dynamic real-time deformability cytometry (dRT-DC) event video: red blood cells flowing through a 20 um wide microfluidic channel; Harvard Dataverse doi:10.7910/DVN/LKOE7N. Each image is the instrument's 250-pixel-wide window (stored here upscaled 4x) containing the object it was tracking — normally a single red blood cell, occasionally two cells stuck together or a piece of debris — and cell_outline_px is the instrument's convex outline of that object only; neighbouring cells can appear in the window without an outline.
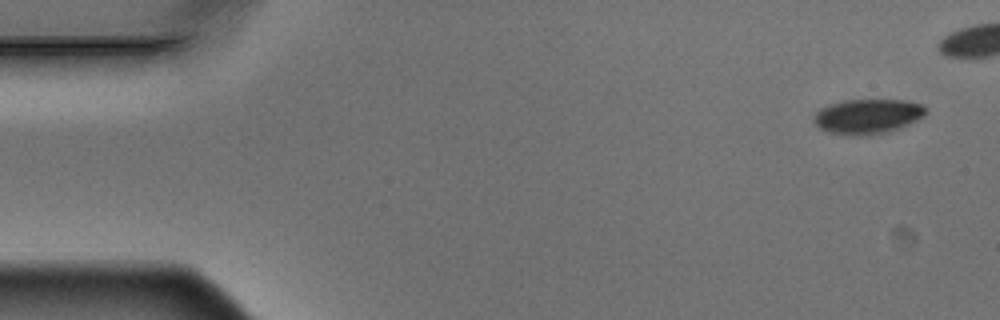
{"species": "Egyptian fruit bat (a non-hibernating species)", "species_latin": "Rousettus aegyptiacus", "temperature_condition": "warm", "stored_images_in_passage": 7, "camera_frame_rate_fps": 3000, "um_per_image_px": 0.085, "animal": {"sex": "male"}, "frame": {"image": 1, "passage_image": 1, "time_ms": 0.0, "image_size_px": [1000, 320], "cell_outline_px": [[928, 112], [924, 116], [900, 128], [888, 132], [868, 136], [852, 136], [828, 132], [820, 128], [812, 120], [816, 112], [820, 108], [828, 104], [844, 100], [908, 100], [924, 104], [928, 108]], "centroid_in_image_um": [73.78, 9.89], "position_along_channel_um": 11.2, "area_um2": 23.18}}
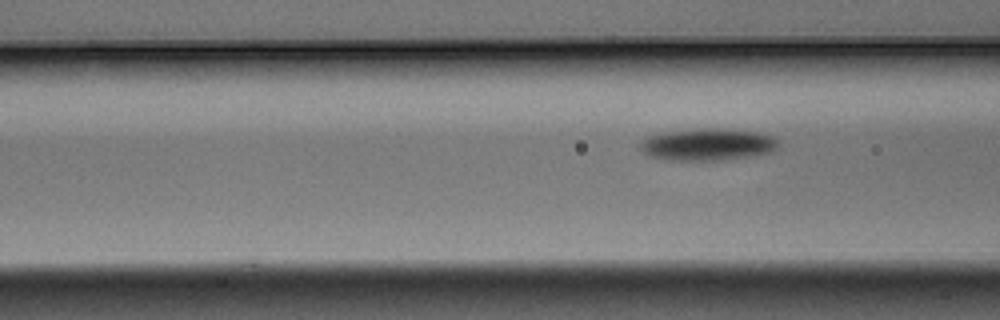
{"frame": {"image": 2, "passage_image": 7, "time_ms": 2.0, "image_size_px": [1000, 320], "cell_outline_px": [[780, 148], [772, 152], [724, 160], [668, 160], [648, 156], [640, 148], [640, 144], [648, 136], [668, 132], [700, 128], [724, 128], [756, 132], [772, 136], [780, 140]], "centroid_in_image_um": [60.21, 12.28], "position_along_channel_um": 106.4, "area_um2": 25.89}}